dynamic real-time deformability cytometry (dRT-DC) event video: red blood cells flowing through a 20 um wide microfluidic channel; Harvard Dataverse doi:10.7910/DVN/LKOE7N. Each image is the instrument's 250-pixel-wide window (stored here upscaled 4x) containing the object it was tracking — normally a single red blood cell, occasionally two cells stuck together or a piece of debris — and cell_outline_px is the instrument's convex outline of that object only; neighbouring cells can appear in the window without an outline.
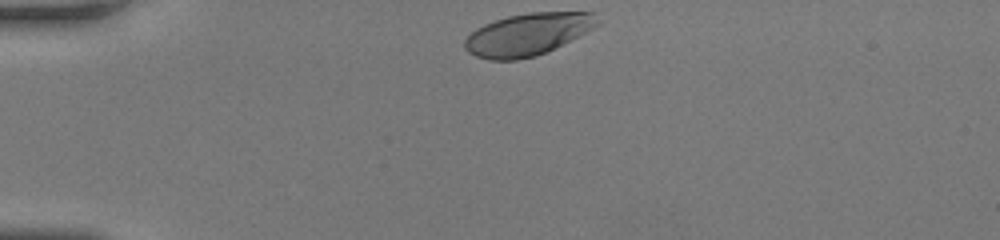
{"species": "human", "species_latin": "Homo sapiens", "temperature_condition": "room temperature", "stored_images_in_passage": 31, "camera_frame_rate_fps": 3000, "um_per_image_px": 0.085, "donor": {"sex": "female"}, "frame": {"image": 1, "passage_image": 1, "time_ms": 0.0, "image_size_px": [1000, 240], "cell_outline_px": [[600, 24], [536, 56], [516, 60], [488, 60], [476, 56], [468, 52], [464, 48], [464, 40], [476, 28], [484, 24], [508, 16], [528, 12], [592, 12]], "centroid_in_image_um": [44.78, 2.92], "position_along_channel_um": 40.2, "area_um2": 32.08}}
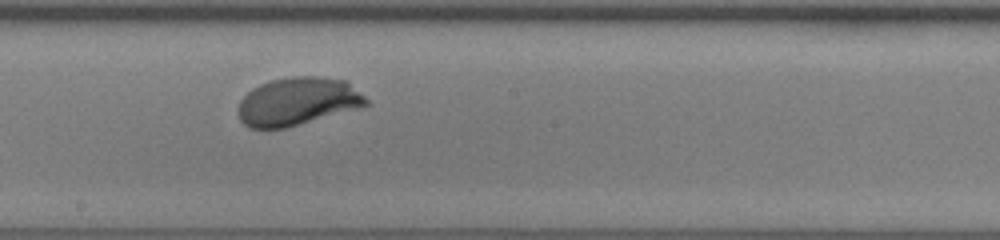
{"frame": {"image": 2, "passage_image": 18, "time_ms": 5.667, "image_size_px": [1000, 240], "cell_outline_px": [[372, 104], [360, 108], [284, 128], [248, 128], [240, 120], [240, 100], [252, 88], [260, 84], [272, 80], [292, 76], [320, 76], [348, 80]], "centroid_in_image_um": [25.36, 8.61], "position_along_channel_um": 222.8, "area_um2": 35.84}}
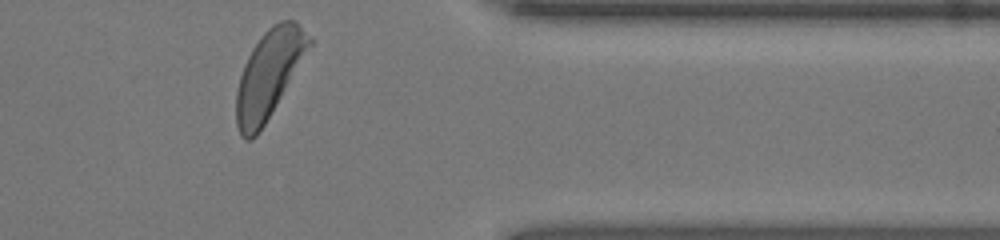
{"frame": {"image": 3, "passage_image": 31, "time_ms": 10.0, "image_size_px": [1000, 240], "cell_outline_px": [[316, 40], [264, 124], [256, 136], [252, 140], [244, 140], [240, 136], [236, 124], [236, 92], [240, 76], [244, 64], [252, 48], [260, 36], [272, 24], [280, 20], [292, 20], [312, 36]], "centroid_in_image_um": [22.87, 6.29], "position_along_channel_um": 388.5, "area_um2": 37.28}, "authors_computed_cell_mechanics": {"area_um2": 35.7204, "velocity_mm_per_s": 4.0948, "shape_relaxation_time_tau1_ms": 2.0642, "shape_relaxation_time_tau2_ms": null, "deformation_change_tau1": 0.1375, "deformation_change_tau2": null}}